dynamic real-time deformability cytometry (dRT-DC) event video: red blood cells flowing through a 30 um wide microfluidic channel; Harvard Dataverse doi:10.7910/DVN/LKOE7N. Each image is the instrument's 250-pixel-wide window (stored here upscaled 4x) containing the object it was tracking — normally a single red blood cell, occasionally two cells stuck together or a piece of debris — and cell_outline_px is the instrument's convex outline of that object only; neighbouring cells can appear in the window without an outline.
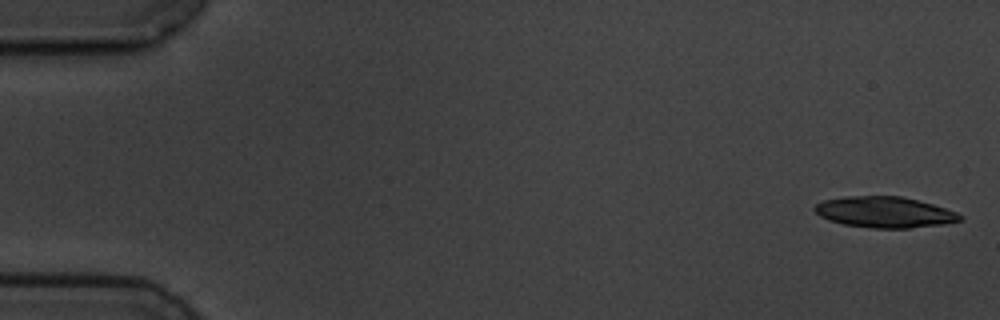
{"species": "common noctule bat (a hibernating species)", "species_latin": "Nyctalus noctula", "temperature_condition": "cold", "stored_images_in_passage": 5, "camera_frame_rate_fps": 3000, "um_per_image_px": 0.085, "animal": {"sex": "male", "body_mass_g": 19.5, "forearm_length_mm": 54.6}, "frame": {"image": 1, "passage_image": 1, "time_ms": 0.0, "image_size_px": [1000, 320], "cell_outline_px": [[964, 220], [944, 224], [908, 228], [872, 228], [844, 224], [828, 220], [820, 216], [812, 208], [816, 204], [824, 200], [848, 196], [900, 196], [932, 204], [956, 212], [964, 216]], "centroid_in_image_um": [75.2, 18.04], "position_along_channel_um": 9.8, "area_um2": 26.13}}